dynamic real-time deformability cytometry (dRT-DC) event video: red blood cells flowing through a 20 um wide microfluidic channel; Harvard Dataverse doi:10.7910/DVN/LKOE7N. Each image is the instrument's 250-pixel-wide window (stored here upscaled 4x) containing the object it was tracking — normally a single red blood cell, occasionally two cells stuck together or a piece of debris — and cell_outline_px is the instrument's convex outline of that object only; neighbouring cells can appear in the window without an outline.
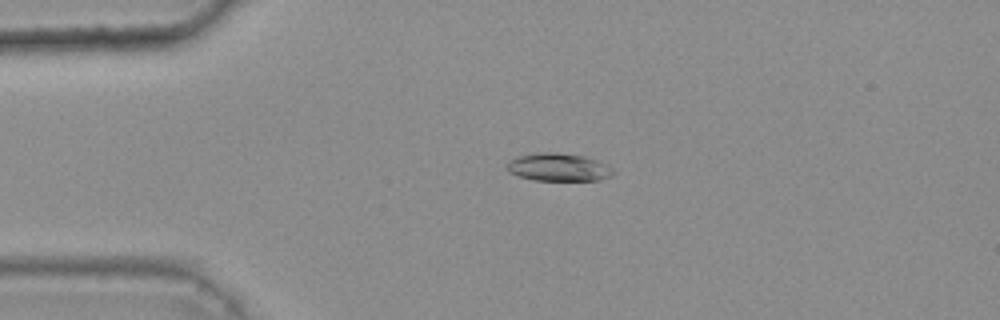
{"species": "common noctule bat (a hibernating species)", "species_latin": "Nyctalus noctula", "temperature_condition": "warm", "stored_images_in_passage": 47, "camera_frame_rate_fps": 3000, "um_per_image_px": 0.085, "animal": {"sex": "female", "body_mass_g": 25.1}, "frame": {"image": 1, "passage_image": 13, "time_ms": 4.0, "image_size_px": [1000, 320], "cell_outline_px": [[616, 172], [600, 180], [532, 180], [508, 172], [504, 164], [508, 160], [516, 156], [540, 152], [556, 152], [584, 156], [608, 164]], "centroid_in_image_um": [47.42, 14.2], "position_along_channel_um": 37.6, "area_um2": 17.46}}
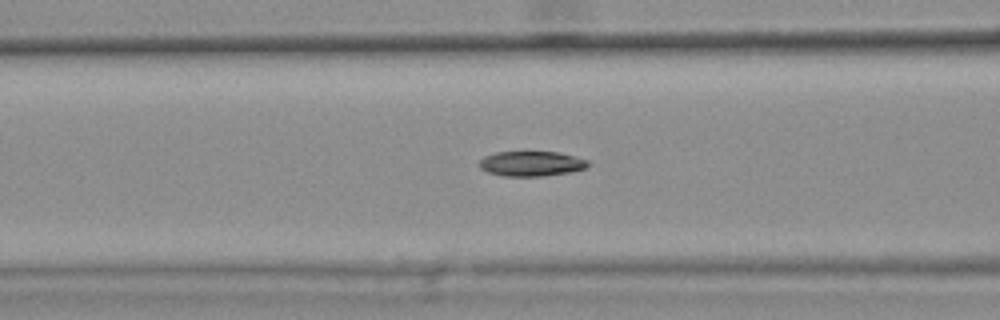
{"frame": {"image": 2, "passage_image": 22, "time_ms": 7.0, "image_size_px": [1000, 320], "cell_outline_px": [[588, 168], [572, 172], [544, 176], [500, 176], [488, 172], [480, 168], [476, 164], [484, 156], [496, 152], [556, 152], [588, 160]], "centroid_in_image_um": [45.13, 13.92], "position_along_channel_um": 121.5, "area_um2": 15.95}}
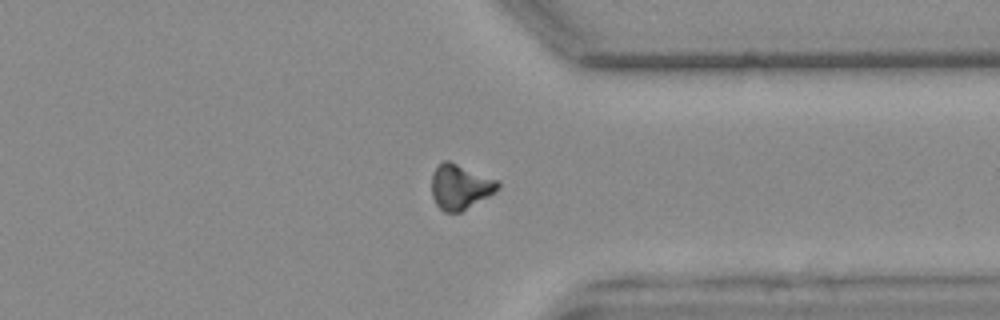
{"frame": {"image": 3, "passage_image": 42, "time_ms": 13.667, "image_size_px": [1000, 320], "cell_outline_px": [[500, 188], [496, 192], [460, 212], [444, 212], [436, 204], [432, 196], [432, 172], [444, 160], [448, 160], [496, 180], [500, 184]], "centroid_in_image_um": [39.1, 15.89], "position_along_channel_um": 372.3, "area_um2": 17.11}, "authors_computed_cell_mechanics": {"area_um2": 16.9354, "velocity_mm_per_s": 3.8021, "shape_relaxation_time_tau1_ms": 10.3811, "shape_relaxation_time_tau2_ms": null, "deformation_change_tau1": 0.2321, "deformation_change_tau2": null}}